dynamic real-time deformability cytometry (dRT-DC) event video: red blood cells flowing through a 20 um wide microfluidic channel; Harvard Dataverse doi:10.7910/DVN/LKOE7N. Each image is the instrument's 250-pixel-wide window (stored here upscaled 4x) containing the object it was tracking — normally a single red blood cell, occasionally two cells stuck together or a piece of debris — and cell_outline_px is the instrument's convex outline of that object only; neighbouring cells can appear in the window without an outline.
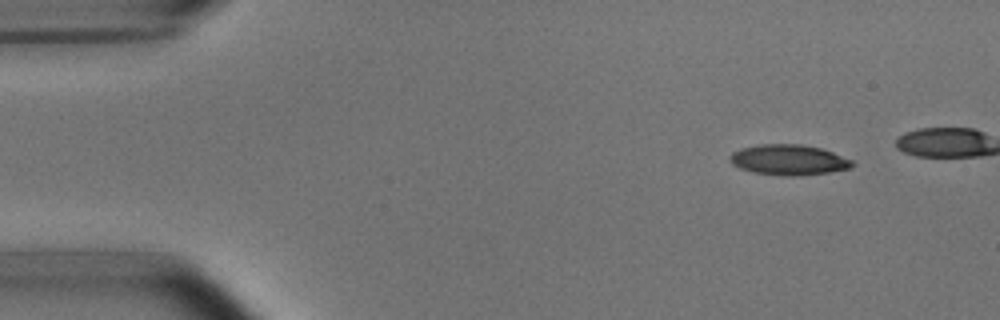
{"species": "common noctule bat (a hibernating species)", "species_latin": "Nyctalus noctula", "temperature_condition": "room temperature", "stored_images_in_passage": 3, "camera_frame_rate_fps": 3000, "um_per_image_px": 0.085, "animal": {"sex": "male", "body_mass_g": 15.6}, "frame": {"image": 1, "passage_image": 1, "time_ms": 0.0, "image_size_px": [1000, 320], "cell_outline_px": [[856, 164], [852, 168], [828, 172], [792, 176], [784, 176], [752, 172], [740, 168], [732, 164], [728, 160], [728, 156], [732, 152], [740, 148], [760, 144], [800, 144], [820, 148], [832, 152], [852, 160]], "centroid_in_image_um": [67.0, 13.58], "position_along_channel_um": 18.0, "area_um2": 21.79}}